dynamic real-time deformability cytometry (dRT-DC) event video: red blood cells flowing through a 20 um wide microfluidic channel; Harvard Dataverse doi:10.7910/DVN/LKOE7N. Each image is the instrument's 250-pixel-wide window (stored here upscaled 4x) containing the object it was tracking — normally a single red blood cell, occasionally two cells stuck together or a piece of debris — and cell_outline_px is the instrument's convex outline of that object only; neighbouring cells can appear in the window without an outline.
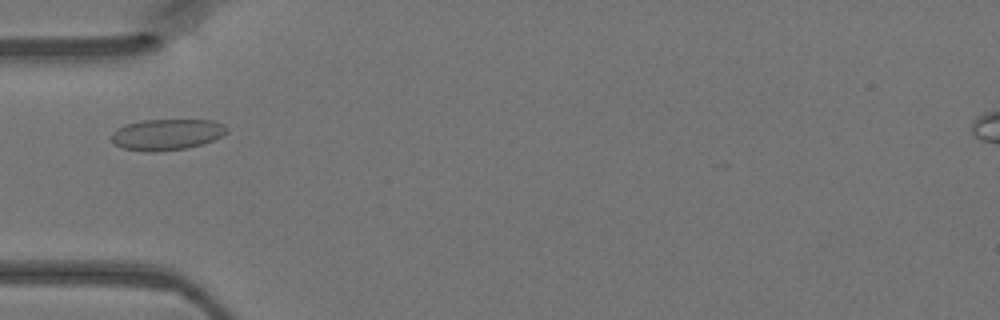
{"species": "Egyptian fruit bat (a non-hibernating species)", "species_latin": "Rousettus aegyptiacus", "temperature_condition": "warm", "stored_images_in_passage": 33, "camera_frame_rate_fps": 3000, "um_per_image_px": 0.085, "animal": {"sex": "female"}, "frame": {"image": 1, "passage_image": 1, "time_ms": 0.0, "image_size_px": [1000, 320], "cell_outline_px": [[228, 132], [204, 144], [188, 148], [152, 152], [148, 152], [124, 148], [116, 144], [112, 140], [112, 132], [116, 128], [124, 124], [144, 120], [212, 120], [224, 124], [228, 128]], "centroid_in_image_um": [14.19, 11.42], "position_along_channel_um": 70.8, "area_um2": 20.92}}
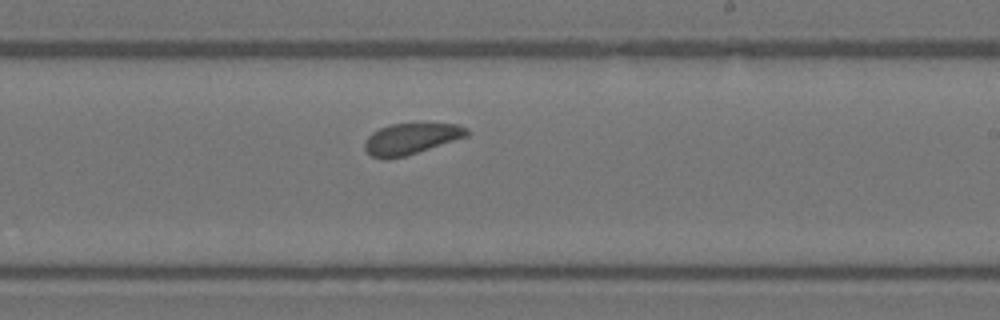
{"frame": {"image": 2, "passage_image": 14, "time_ms": 4.333, "image_size_px": [1000, 320], "cell_outline_px": [[472, 132], [468, 136], [404, 156], [372, 156], [364, 148], [364, 144], [368, 136], [372, 132], [380, 128], [392, 124], [420, 120], [460, 124], [468, 128]], "centroid_in_image_um": [35.06, 11.68], "position_along_channel_um": 253.9, "area_um2": 18.9}}
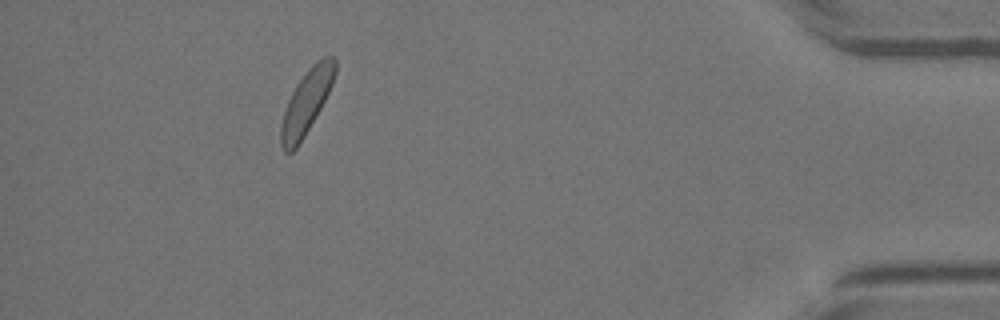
{"frame": {"image": 3, "passage_image": 29, "time_ms": 9.333, "image_size_px": [1000, 320], "cell_outline_px": [[336, 72], [332, 84], [320, 108], [304, 136], [296, 148], [292, 152], [284, 152], [280, 144], [280, 128], [284, 112], [288, 100], [296, 84], [308, 68], [316, 60], [324, 56], [332, 56], [336, 60]], "centroid_in_image_um": [26.04, 8.65], "position_along_channel_um": 409.2, "area_um2": 19.88}}